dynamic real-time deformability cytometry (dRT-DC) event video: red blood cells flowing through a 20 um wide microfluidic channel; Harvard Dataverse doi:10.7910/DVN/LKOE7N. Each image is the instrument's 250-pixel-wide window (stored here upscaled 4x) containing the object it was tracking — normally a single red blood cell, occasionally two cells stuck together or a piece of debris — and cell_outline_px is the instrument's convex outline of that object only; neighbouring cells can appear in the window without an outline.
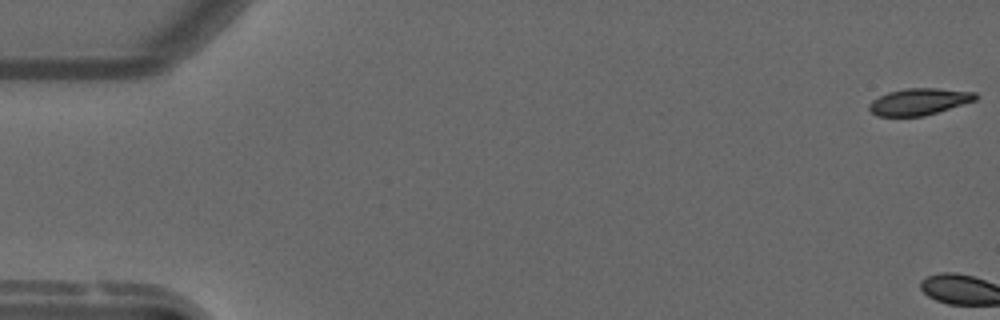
{"species": "common noctule bat (a hibernating species)", "species_latin": "Nyctalus noctula", "temperature_condition": "warm", "stored_images_in_passage": 3, "camera_frame_rate_fps": 3000, "um_per_image_px": 0.085, "animal": {"sex": "male", "forearm_length_mm": 52.5}, "frame": {"image": 1, "passage_image": 1, "time_ms": 0.0, "image_size_px": [1000, 320], "cell_outline_px": [[976, 100], [924, 116], [880, 116], [872, 112], [868, 108], [872, 100], [888, 92], [908, 88], [936, 88], [976, 92]], "centroid_in_image_um": [78.12, 8.63], "position_along_channel_um": 6.9, "area_um2": 16.3}}